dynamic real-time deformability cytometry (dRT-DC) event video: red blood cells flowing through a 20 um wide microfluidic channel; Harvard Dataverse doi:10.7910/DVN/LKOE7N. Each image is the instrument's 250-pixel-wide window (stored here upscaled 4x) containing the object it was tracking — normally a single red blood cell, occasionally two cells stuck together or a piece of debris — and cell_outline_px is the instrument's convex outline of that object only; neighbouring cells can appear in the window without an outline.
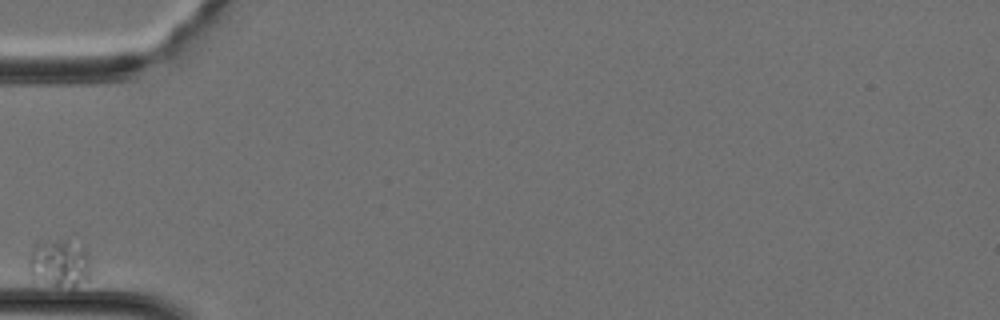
{"species": "Egyptian fruit bat (a non-hibernating species)", "species_latin": "Rousettus aegyptiacus", "temperature_condition": "cold", "stored_images_in_passage": 24, "camera_frame_rate_fps": 3000, "um_per_image_px": 0.085, "animal": {"sex": "female"}, "frame": {"image": 1, "passage_image": 1, "time_ms": 0.0, "image_size_px": [1000, 320], "cell_outline_px": [[92, 276], [88, 280], [76, 284], [52, 284], [32, 276], [28, 268], [28, 260], [32, 248], [36, 244], [48, 240], [68, 240], [84, 248], [88, 252], [92, 272]], "centroid_in_image_um": [5.09, 22.32], "position_along_channel_um": 79.9, "area_um2": 16.94}}
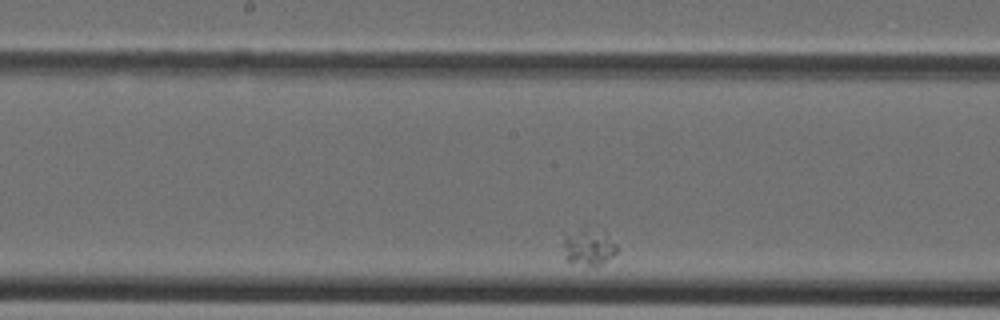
{"frame": {"image": 2, "passage_image": 11, "time_ms": 3.333, "image_size_px": [1000, 320], "cell_outline_px": [[616, 252], [612, 256], [596, 268], [584, 272], [568, 264], [564, 260], [564, 236], [584, 224], [616, 244]], "centroid_in_image_um": [49.91, 21.14], "position_along_channel_um": 198.3, "area_um2": 12.25}}
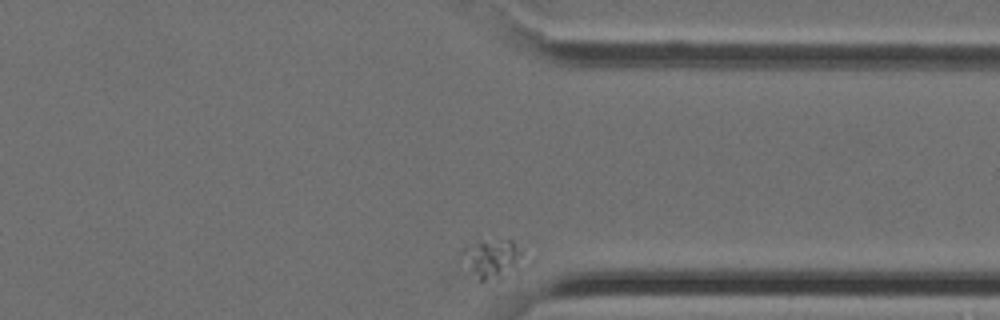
{"frame": {"image": 3, "passage_image": 24, "time_ms": 7.667, "image_size_px": [1000, 320], "cell_outline_px": [[520, 272], [500, 280], [476, 280], [468, 256], [468, 252], [480, 240], [512, 240], [520, 252]], "centroid_in_image_um": [42.05, 22.07], "position_along_channel_um": 369.4, "area_um2": 12.89}}